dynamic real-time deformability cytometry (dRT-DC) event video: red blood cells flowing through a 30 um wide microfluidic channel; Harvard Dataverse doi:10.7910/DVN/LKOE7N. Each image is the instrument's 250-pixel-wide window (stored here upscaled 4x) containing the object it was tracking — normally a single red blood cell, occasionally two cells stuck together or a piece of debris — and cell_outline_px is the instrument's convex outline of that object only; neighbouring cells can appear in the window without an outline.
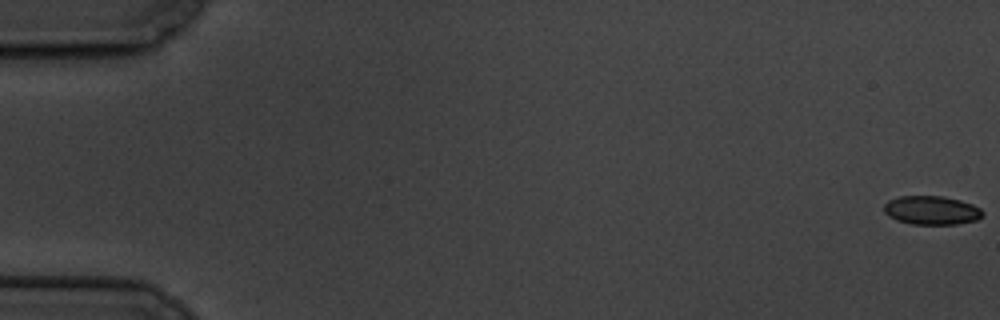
{"species": "common noctule bat (a hibernating species)", "species_latin": "Nyctalus noctula", "temperature_condition": "cold", "stored_images_in_passage": 7, "camera_frame_rate_fps": 3000, "um_per_image_px": 0.085, "animal": {"sex": "male", "body_mass_g": 19.5, "forearm_length_mm": 54.6}, "frame": {"image": 1, "passage_image": 1, "time_ms": 0.0, "image_size_px": [1000, 320], "cell_outline_px": [[984, 212], [976, 220], [956, 224], [912, 224], [896, 220], [888, 216], [884, 212], [884, 204], [888, 200], [900, 196], [944, 196], [960, 200], [972, 204], [980, 208]], "centroid_in_image_um": [79.16, 17.87], "position_along_channel_um": 5.8, "area_um2": 16.53}}
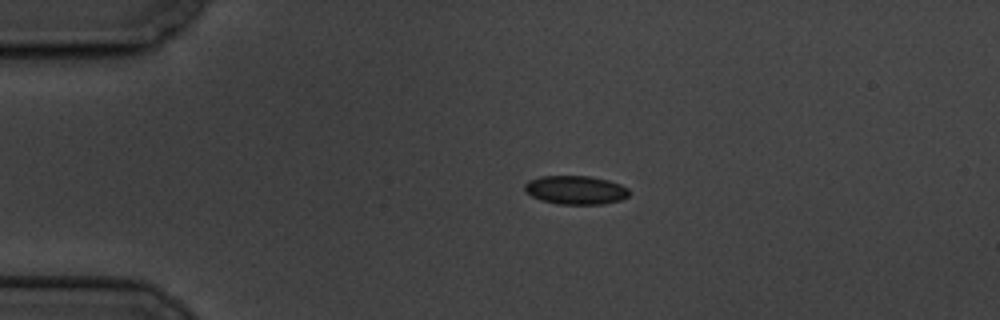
{"frame": {"image": 2, "passage_image": 5, "time_ms": 4.333, "image_size_px": [1000, 320], "cell_outline_px": [[628, 196], [620, 200], [604, 204], [556, 204], [540, 200], [524, 192], [524, 184], [528, 180], [540, 176], [592, 176], [608, 180], [620, 184], [628, 188]], "centroid_in_image_um": [48.89, 16.15], "position_along_channel_um": 36.1, "area_um2": 17.63}}
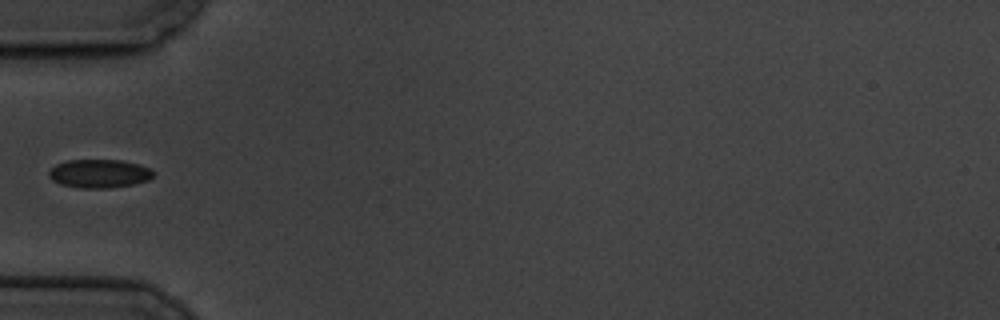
{"frame": {"image": 3, "passage_image": 7, "time_ms": 6.667, "image_size_px": [1000, 320], "cell_outline_px": [[156, 172], [148, 180], [132, 184], [108, 188], [80, 188], [60, 184], [52, 180], [48, 176], [48, 172], [56, 164], [68, 160], [120, 160], [140, 164], [152, 168]], "centroid_in_image_um": [8.45, 14.75], "position_along_channel_um": 76.5, "area_um2": 17.46}}